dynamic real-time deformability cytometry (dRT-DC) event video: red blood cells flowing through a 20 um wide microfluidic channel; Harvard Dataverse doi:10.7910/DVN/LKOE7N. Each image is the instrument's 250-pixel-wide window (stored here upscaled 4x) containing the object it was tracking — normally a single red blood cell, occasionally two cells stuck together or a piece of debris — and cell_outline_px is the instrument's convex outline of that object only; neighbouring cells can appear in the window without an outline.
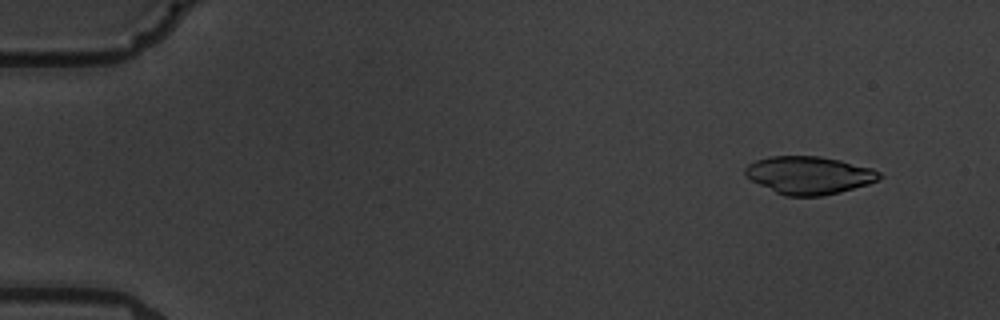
{"species": "common noctule bat (a hibernating species)", "species_latin": "Nyctalus noctula", "temperature_condition": "warm", "stored_images_in_passage": 3, "camera_frame_rate_fps": 3000, "um_per_image_px": 0.085, "animal": {"sex": "male", "body_mass_g": 19.5, "forearm_length_mm": 54.6}, "frame": {"image": 1, "passage_image": 1, "time_ms": 0.0, "image_size_px": [1000, 320], "cell_outline_px": [[884, 176], [868, 184], [840, 192], [820, 196], [784, 196], [744, 176], [744, 168], [748, 164], [756, 160], [768, 156], [820, 156], [840, 160], [872, 168], [880, 172]], "centroid_in_image_um": [68.76, 14.88], "position_along_channel_um": 16.2, "area_um2": 29.54}}